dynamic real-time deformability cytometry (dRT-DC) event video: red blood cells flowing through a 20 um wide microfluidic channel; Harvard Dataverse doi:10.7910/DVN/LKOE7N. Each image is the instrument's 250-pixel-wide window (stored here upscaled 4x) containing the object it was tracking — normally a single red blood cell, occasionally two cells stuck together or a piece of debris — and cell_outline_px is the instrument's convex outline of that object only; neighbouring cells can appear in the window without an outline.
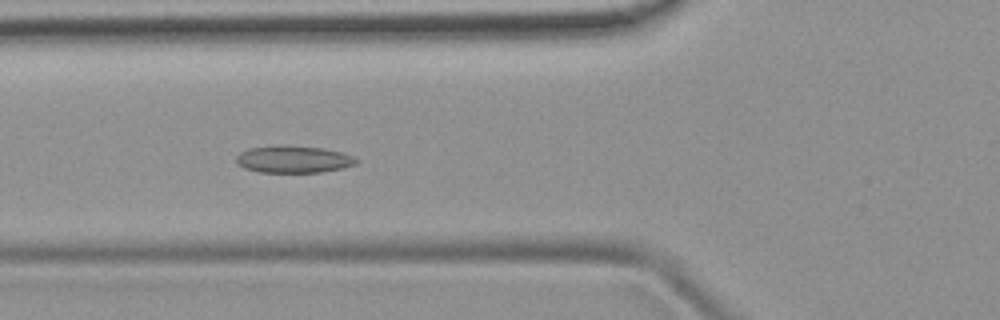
{"species": "common noctule bat (a hibernating species)", "species_latin": "Nyctalus noctula", "temperature_condition": "room temperature", "stored_images_in_passage": 51, "camera_frame_rate_fps": 3000, "um_per_image_px": 0.085, "animal": {"sex": "female", "body_mass_g": 19.9}, "frame": {"image": 1, "passage_image": 18, "time_ms": 5.667, "image_size_px": [1000, 320], "cell_outline_px": [[360, 160], [356, 164], [344, 168], [320, 172], [260, 172], [244, 168], [236, 164], [236, 156], [240, 152], [248, 148], [324, 148], [340, 152], [352, 156]], "centroid_in_image_um": [24.97, 13.59], "position_along_channel_um": 100.8, "area_um2": 18.15}}
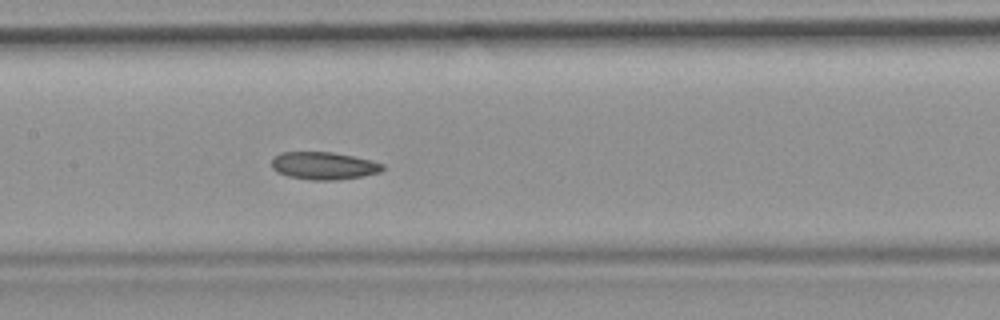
{"frame": {"image": 2, "passage_image": 24, "time_ms": 7.667, "image_size_px": [1000, 320], "cell_outline_px": [[384, 168], [380, 172], [360, 176], [336, 180], [312, 180], [288, 176], [276, 172], [272, 168], [272, 160], [280, 152], [332, 152], [372, 160], [384, 164]], "centroid_in_image_um": [27.51, 14.08], "position_along_channel_um": 179.9, "area_um2": 17.74}}
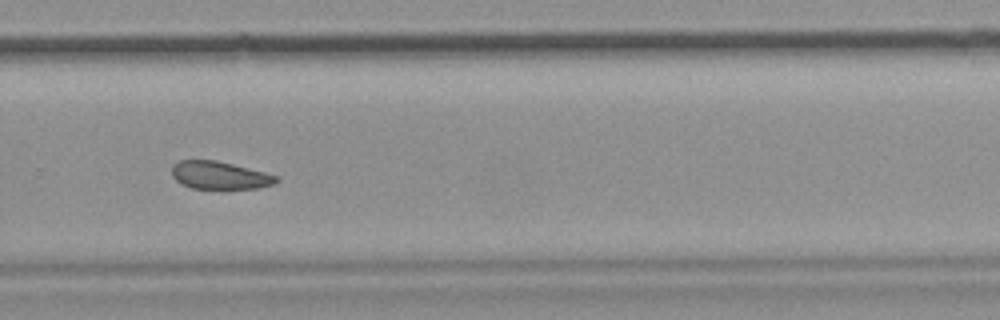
{"frame": {"image": 3, "passage_image": 34, "time_ms": 11.0, "image_size_px": [1000, 320], "cell_outline_px": [[280, 180], [276, 184], [260, 188], [192, 188], [180, 184], [172, 176], [172, 164], [180, 160], [216, 160], [264, 172], [276, 176]], "centroid_in_image_um": [18.66, 14.9], "position_along_channel_um": 311.1, "area_um2": 16.88}}